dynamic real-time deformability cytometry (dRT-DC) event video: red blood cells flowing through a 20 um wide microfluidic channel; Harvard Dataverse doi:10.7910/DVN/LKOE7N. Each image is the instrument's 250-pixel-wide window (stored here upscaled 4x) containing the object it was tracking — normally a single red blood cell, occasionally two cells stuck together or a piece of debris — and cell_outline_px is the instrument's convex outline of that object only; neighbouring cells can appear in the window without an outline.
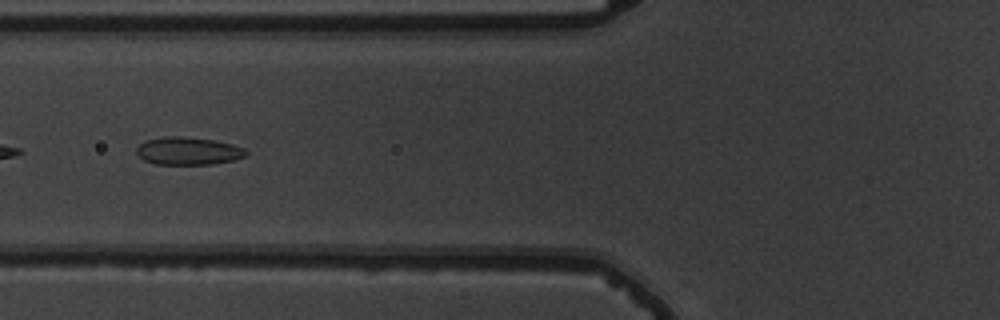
{"species": "common noctule bat (a hibernating species)", "species_latin": "Nyctalus noctula", "temperature_condition": "warm", "stored_images_in_passage": 14, "camera_frame_rate_fps": 3000, "um_per_image_px": 0.085, "animal": {"sex": "male", "body_mass_g": 19.5, "forearm_length_mm": 54.6}, "frame": {"image": 1, "passage_image": 10, "time_ms": 3.0, "image_size_px": [1000, 320], "cell_outline_px": [[248, 156], [232, 160], [212, 164], [156, 164], [144, 160], [136, 152], [136, 148], [144, 140], [164, 136], [176, 136], [212, 140], [232, 144], [244, 148], [248, 152]], "centroid_in_image_um": [15.99, 12.83], "position_along_channel_um": 109.8, "area_um2": 17.63}}